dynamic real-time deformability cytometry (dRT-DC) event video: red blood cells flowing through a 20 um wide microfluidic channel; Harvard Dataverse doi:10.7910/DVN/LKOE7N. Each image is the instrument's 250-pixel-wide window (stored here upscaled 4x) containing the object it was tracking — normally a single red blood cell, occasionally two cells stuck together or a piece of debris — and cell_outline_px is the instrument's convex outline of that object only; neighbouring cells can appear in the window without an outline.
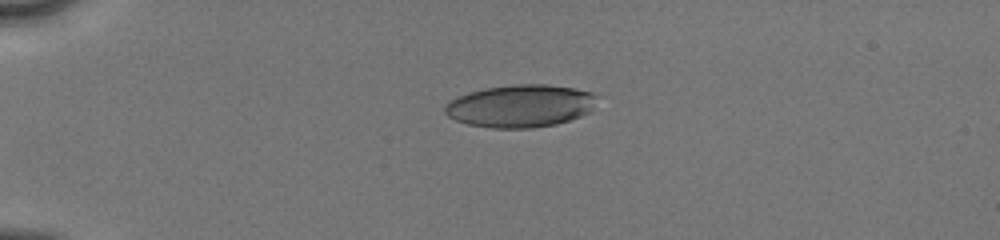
{"species": "human", "species_latin": "Homo sapiens", "temperature_condition": "cold", "stored_images_in_passage": 72, "camera_frame_rate_fps": 3000, "um_per_image_px": 0.085, "donor": {"sex": "male"}, "frame": {"image": 1, "passage_image": 1, "time_ms": 0.0, "image_size_px": [1000, 240], "cell_outline_px": [[596, 96], [592, 112], [556, 124], [532, 128], [492, 128], [468, 124], [456, 120], [448, 116], [444, 112], [444, 108], [448, 100], [456, 96], [484, 88], [516, 84], [548, 84], [572, 88], [592, 92]], "centroid_in_image_um": [44.22, 9.0], "position_along_channel_um": 40.8, "area_um2": 37.86}}
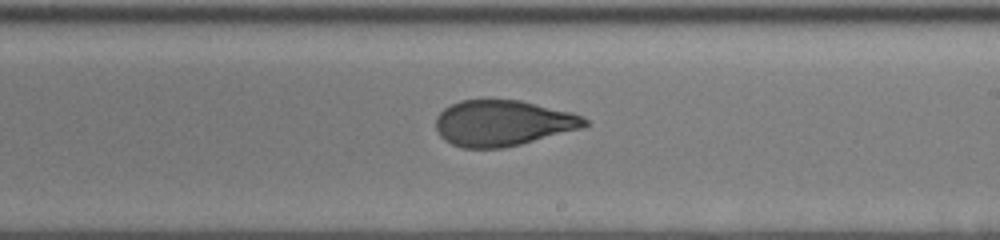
{"frame": {"image": 2, "passage_image": 34, "time_ms": 6.333, "image_size_px": [1000, 240], "cell_outline_px": [[588, 124], [584, 128], [504, 148], [464, 148], [452, 144], [444, 140], [440, 136], [436, 128], [436, 116], [444, 108], [460, 100], [520, 100], [572, 112], [584, 116], [588, 120]], "centroid_in_image_um": [42.76, 10.46], "position_along_channel_um": 246.2, "area_um2": 39.88}}
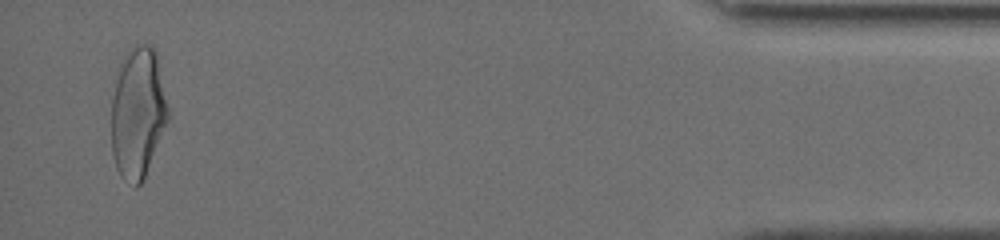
{"frame": {"image": 3, "passage_image": 69, "time_ms": 12.333, "image_size_px": [1000, 240], "cell_outline_px": [[168, 120], [144, 180], [136, 188], [124, 180], [120, 176], [116, 168], [112, 152], [112, 100], [120, 64], [128, 48], [136, 44], [148, 44], [156, 52], [168, 108]], "centroid_in_image_um": [11.71, 9.63], "position_along_channel_um": 423.5, "area_um2": 43.18}, "authors_computed_cell_mechanics": {"area_um2": 40.2288, "velocity_mm_per_s": 4.0525, "shape_relaxation_time_tau1_ms": 5.7167, "shape_relaxation_time_tau2_ms": 1.1219, "deformation_change_tau1": 0.2074, "deformation_change_tau2": 0.0806}}